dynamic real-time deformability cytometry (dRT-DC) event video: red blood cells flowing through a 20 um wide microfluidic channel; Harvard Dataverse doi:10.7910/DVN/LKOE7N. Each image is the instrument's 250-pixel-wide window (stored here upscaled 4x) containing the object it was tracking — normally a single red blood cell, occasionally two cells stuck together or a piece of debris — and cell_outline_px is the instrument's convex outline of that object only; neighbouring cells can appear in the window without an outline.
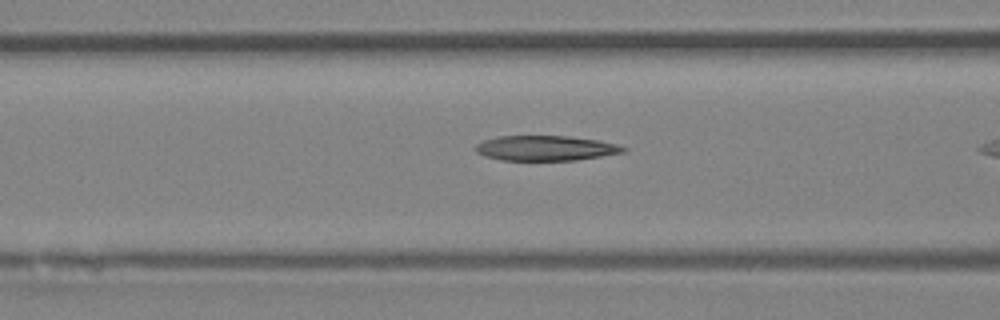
{"species": "Egyptian fruit bat (a non-hibernating species)", "species_latin": "Rousettus aegyptiacus", "temperature_condition": "room temperature", "stored_images_in_passage": 7, "camera_frame_rate_fps": 3000, "um_per_image_px": 0.085, "animal": {"sex": "female"}, "frame": {"image": 1, "passage_image": 6, "time_ms": 1.667, "image_size_px": [1000, 320], "cell_outline_px": [[628, 148], [624, 152], [576, 160], [500, 160], [484, 156], [476, 152], [476, 144], [484, 140], [500, 136], [568, 136], [600, 140], [616, 144]], "centroid_in_image_um": [46.38, 12.59], "position_along_channel_um": 120.2, "area_um2": 21.5}}